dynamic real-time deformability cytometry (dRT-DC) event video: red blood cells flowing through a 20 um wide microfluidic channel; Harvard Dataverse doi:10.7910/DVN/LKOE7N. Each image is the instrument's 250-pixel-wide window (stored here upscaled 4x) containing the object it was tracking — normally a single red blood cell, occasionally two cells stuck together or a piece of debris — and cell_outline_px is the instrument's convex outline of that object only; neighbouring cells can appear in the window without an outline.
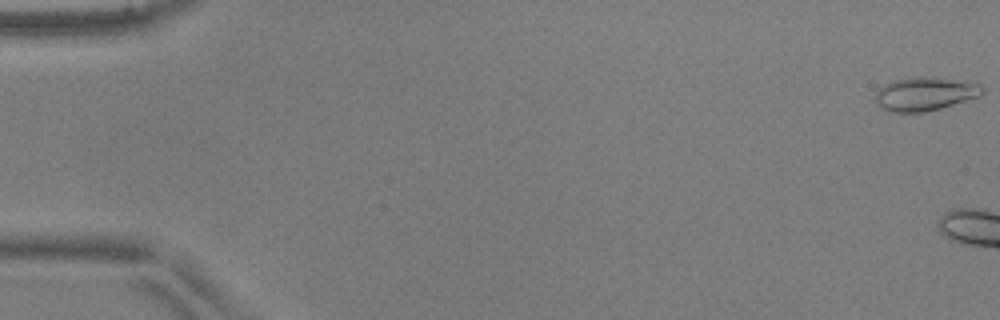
{"species": "common noctule bat (a hibernating species)", "species_latin": "Nyctalus noctula", "temperature_condition": "warm", "stored_images_in_passage": 5, "camera_frame_rate_fps": 3000, "um_per_image_px": 0.085, "animal": {"sex": "male", "body_mass_g": 17.9, "forearm_length_mm": 54.2}, "frame": {"image": 1, "passage_image": 1, "time_ms": 0.0, "image_size_px": [1000, 320], "cell_outline_px": [[984, 92], [980, 96], [940, 108], [924, 112], [888, 112], [880, 108], [876, 104], [876, 92], [884, 84], [892, 80], [920, 76], [980, 84], [984, 88]], "centroid_in_image_um": [78.57, 8.0], "position_along_channel_um": 6.4, "area_um2": 20.69}}